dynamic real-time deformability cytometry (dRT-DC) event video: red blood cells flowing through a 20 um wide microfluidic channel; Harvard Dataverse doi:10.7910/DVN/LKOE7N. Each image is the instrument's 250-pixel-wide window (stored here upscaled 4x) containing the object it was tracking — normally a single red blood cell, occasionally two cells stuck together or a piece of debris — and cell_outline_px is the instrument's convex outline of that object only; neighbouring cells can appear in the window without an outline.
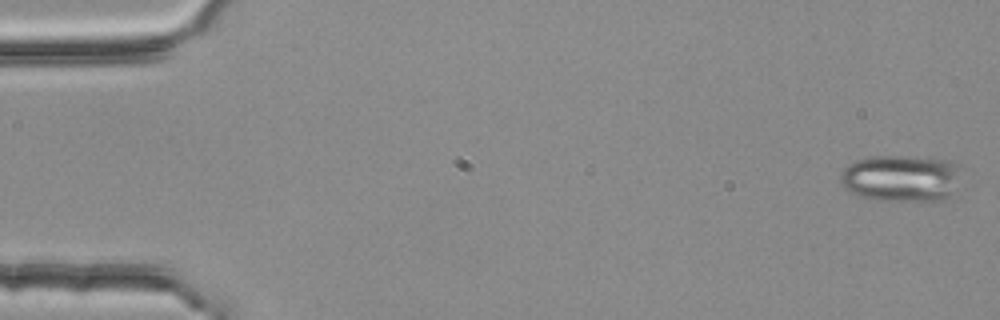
{"species": "common noctule bat (a hibernating species)", "species_latin": "Nyctalus noctula", "temperature_condition": "room temperature", "stored_images_in_passage": 4, "camera_frame_rate_fps": 3000, "um_per_image_px": 0.085, "animal": {"sex": "female", "body_mass_g": 25.1}, "frame": {"image": 1, "passage_image": 1, "time_ms": 0.0, "image_size_px": [1000, 320], "cell_outline_px": [[960, 164], [956, 192], [944, 200], [876, 200], [860, 196], [848, 192], [840, 184], [840, 172], [848, 164], [856, 160], [876, 156], [900, 156], [952, 160]], "centroid_in_image_um": [76.6, 15.15], "position_along_channel_um": 8.4, "area_um2": 33.29}}